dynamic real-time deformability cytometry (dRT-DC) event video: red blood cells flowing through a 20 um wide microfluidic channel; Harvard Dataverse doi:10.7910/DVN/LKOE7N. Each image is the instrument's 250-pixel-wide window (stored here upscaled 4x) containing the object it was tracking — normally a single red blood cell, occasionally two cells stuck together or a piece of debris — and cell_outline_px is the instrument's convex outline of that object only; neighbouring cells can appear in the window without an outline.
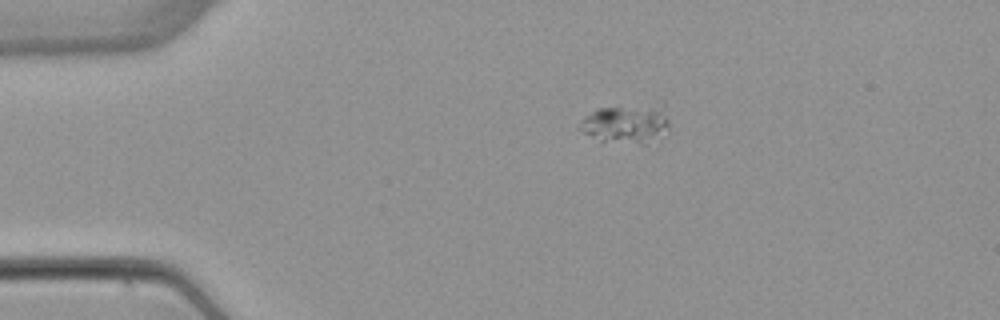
{"species": "common noctule bat (a hibernating species)", "species_latin": "Nyctalus noctula", "temperature_condition": "warm", "stored_images_in_passage": 2, "camera_frame_rate_fps": 3000, "um_per_image_px": 0.085, "animal": {"sex": "female", "body_mass_g": 22.7, "forearm_length_mm": 54.2}, "frame": {"image": 1, "passage_image": 1, "time_ms": 0.0, "image_size_px": [1000, 320], "cell_outline_px": [[668, 132], [660, 144], [600, 144], [584, 132], [580, 128], [580, 124], [596, 108], [620, 108], [656, 112], [664, 116], [668, 120]], "centroid_in_image_um": [53.16, 10.76], "position_along_channel_um": 31.8, "area_um2": 19.36}}